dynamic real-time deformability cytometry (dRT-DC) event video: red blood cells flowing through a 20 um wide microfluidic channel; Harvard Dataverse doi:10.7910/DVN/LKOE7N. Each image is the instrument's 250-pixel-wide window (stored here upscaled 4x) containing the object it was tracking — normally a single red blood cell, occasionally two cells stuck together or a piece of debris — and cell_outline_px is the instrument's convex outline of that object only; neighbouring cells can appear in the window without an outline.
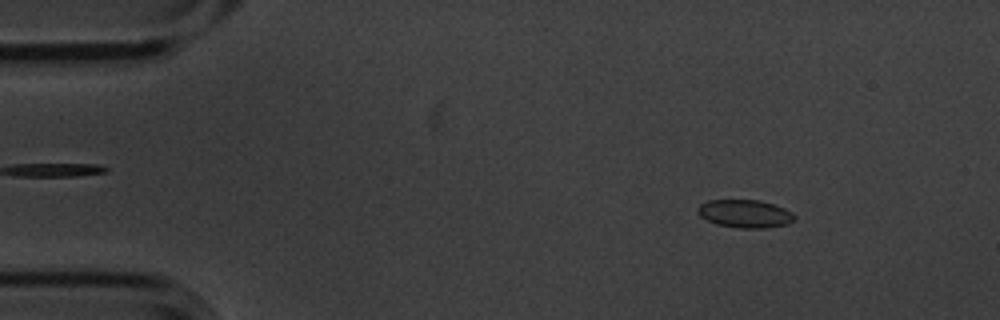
{"species": "common noctule bat (a hibernating species)", "species_latin": "Nyctalus noctula", "temperature_condition": "cold", "stored_images_in_passage": 6, "camera_frame_rate_fps": 3000, "um_per_image_px": 0.085, "animal": {"sex": "male", "body_mass_g": 20.1, "forearm_length_mm": 53.5}, "frame": {"image": 1, "passage_image": 2, "time_ms": 0.333, "image_size_px": [1000, 320], "cell_outline_px": [[796, 220], [788, 224], [764, 228], [740, 228], [716, 224], [700, 216], [696, 212], [696, 208], [700, 204], [708, 200], [760, 200], [784, 208], [792, 212], [796, 216]], "centroid_in_image_um": [63.33, 18.16], "position_along_channel_um": 21.7, "area_um2": 15.9}}
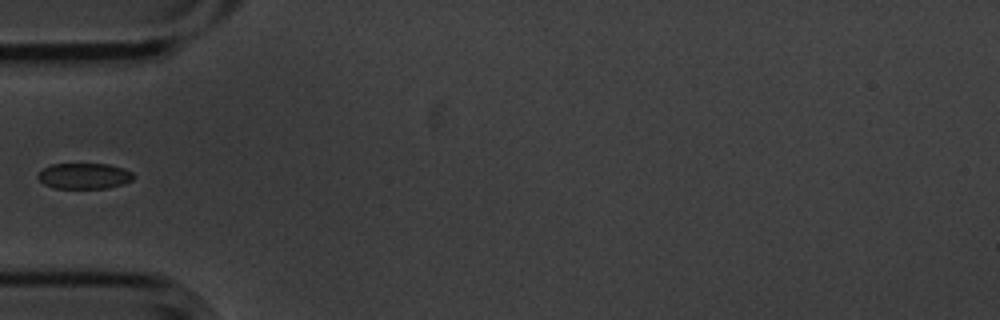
{"frame": {"image": 2, "passage_image": 5, "time_ms": 1.333, "image_size_px": [1000, 320], "cell_outline_px": [[136, 176], [132, 180], [108, 188], [52, 188], [44, 184], [36, 176], [44, 168], [52, 164], [108, 164], [124, 168], [132, 172]], "centroid_in_image_um": [7.17, 14.95], "position_along_channel_um": 77.8, "area_um2": 14.33}}
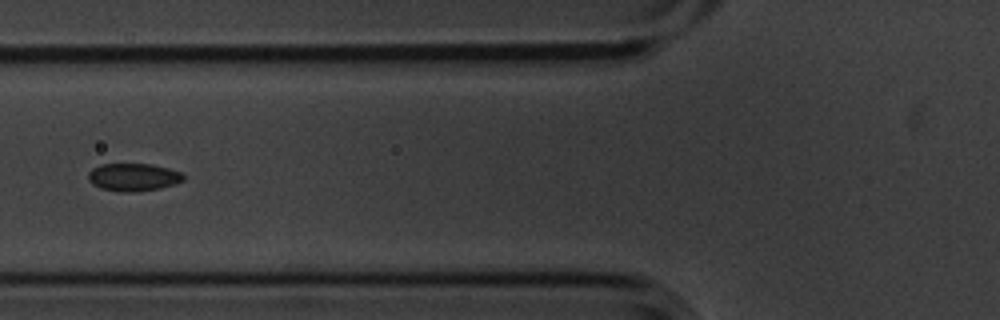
{"frame": {"image": 3, "passage_image": 6, "time_ms": 1.667, "image_size_px": [1000, 320], "cell_outline_px": [[184, 180], [176, 184], [160, 188], [140, 192], [120, 192], [100, 188], [92, 184], [88, 180], [88, 172], [92, 168], [100, 164], [152, 164], [168, 168], [180, 172], [184, 176]], "centroid_in_image_um": [11.32, 15.07], "position_along_channel_um": 114.5, "area_um2": 15.61}}